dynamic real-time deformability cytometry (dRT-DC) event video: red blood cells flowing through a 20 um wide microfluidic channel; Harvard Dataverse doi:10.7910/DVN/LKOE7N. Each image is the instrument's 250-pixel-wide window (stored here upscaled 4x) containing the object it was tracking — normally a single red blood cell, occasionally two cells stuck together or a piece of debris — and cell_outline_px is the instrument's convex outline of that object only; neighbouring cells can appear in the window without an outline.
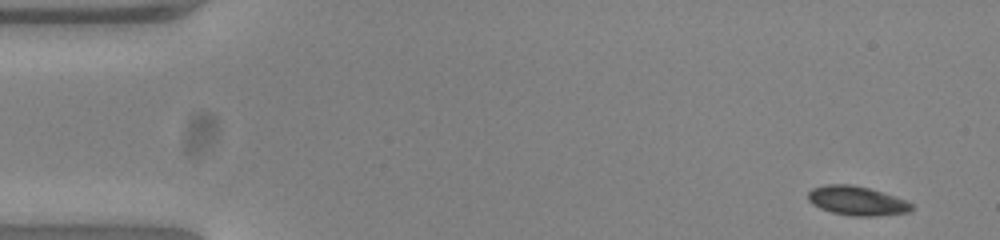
{"species": "common noctule bat (a hibernating species)", "species_latin": "Nyctalus noctula", "temperature_condition": "warm", "stored_images_in_passage": 51, "camera_frame_rate_fps": 3000, "um_per_image_px": 0.085, "animal": {"sex": "female", "body_mass_g": 23.0, "forearm_length_mm": 53.4}, "frame": {"image": 1, "passage_image": 1, "time_ms": 0.0, "image_size_px": [1000, 240], "cell_outline_px": [[916, 208], [908, 212], [872, 216], [852, 216], [832, 212], [820, 208], [812, 204], [808, 200], [808, 192], [812, 188], [824, 184], [852, 184], [868, 188], [904, 200], [912, 204]], "centroid_in_image_um": [72.79, 17.06], "position_along_channel_um": 12.2, "area_um2": 17.46}}
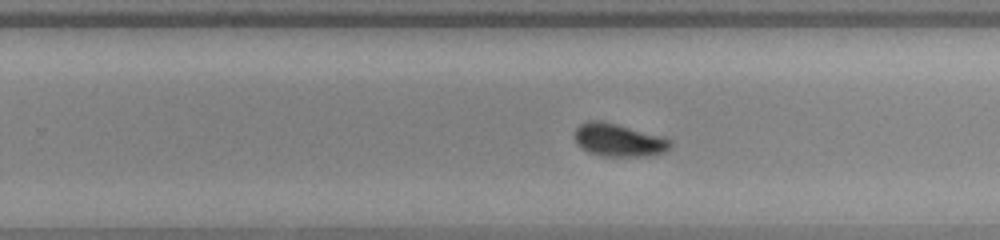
{"frame": {"image": 2, "passage_image": 31, "time_ms": 10.0, "image_size_px": [1000, 240], "cell_outline_px": [[672, 144], [664, 152], [648, 156], [600, 156], [588, 152], [580, 148], [576, 144], [572, 136], [576, 128], [580, 124], [588, 120], [604, 120], [664, 136], [672, 140]], "centroid_in_image_um": [52.55, 11.89], "position_along_channel_um": 277.3, "area_um2": 18.9}}
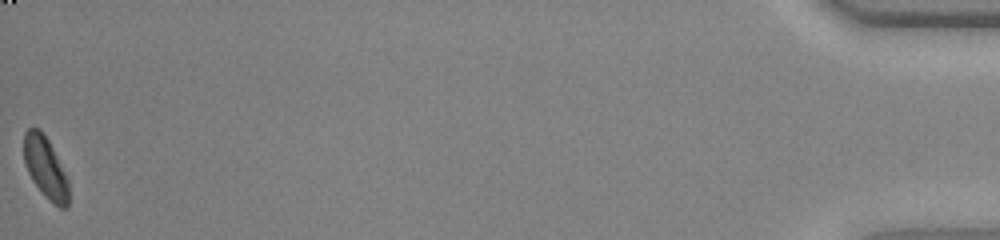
{"frame": {"image": 3, "passage_image": 51, "time_ms": 16.667, "image_size_px": [1000, 240], "cell_outline_px": [[68, 208], [60, 208], [44, 196], [32, 180], [24, 164], [24, 132], [28, 128], [40, 128], [44, 132], [68, 180]], "centroid_in_image_um": [3.84, 14.24], "position_along_channel_um": 431.4, "area_um2": 15.95}, "authors_computed_cell_mechanics": {"area_um2": 17.629, "velocity_mm_per_s": 3.86, "shape_relaxation_time_tau1_ms": 4.775, "shape_relaxation_time_tau2_ms": null, "deformation_change_tau1": 0.1445, "deformation_change_tau2": null}}